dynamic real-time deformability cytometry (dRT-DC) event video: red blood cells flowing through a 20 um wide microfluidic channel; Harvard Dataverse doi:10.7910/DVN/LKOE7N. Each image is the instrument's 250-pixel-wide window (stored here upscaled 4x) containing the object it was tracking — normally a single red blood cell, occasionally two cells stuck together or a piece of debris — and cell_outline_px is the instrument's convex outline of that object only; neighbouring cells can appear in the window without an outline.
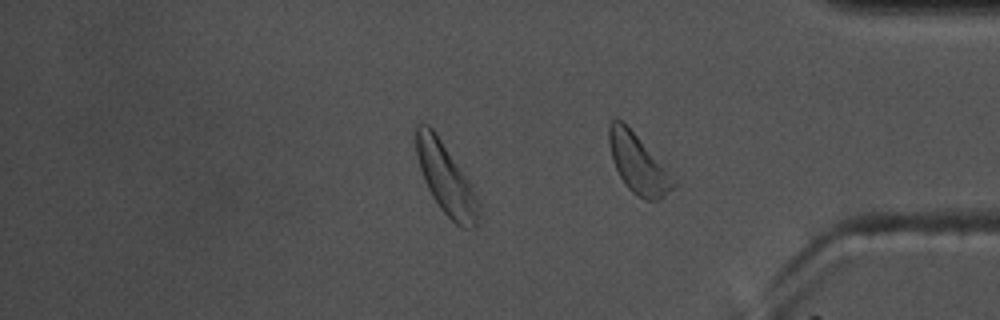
{"species": "common noctule bat (a hibernating species)", "species_latin": "Nyctalus noctula", "temperature_condition": "warm", "stored_images_in_passage": 33, "camera_frame_rate_fps": 3000, "um_per_image_px": 0.085, "animal": {"sex": "male", "body_mass_g": 17.5, "forearm_length_mm": 52.3}, "frame": {"image": 1, "passage_image": 33, "time_ms": 10.667, "image_size_px": [1000, 320], "cell_outline_px": [[680, 184], [660, 200], [644, 200], [636, 196], [624, 184], [612, 160], [608, 144], [608, 124], [612, 120], [620, 120], [636, 136]], "centroid_in_image_um": [54.25, 13.99], "position_along_channel_um": 381.0, "area_um2": 21.96}, "authors_computed_cell_mechanics": {"area_um2": 22.1374, "velocity_mm_per_s": 3.5731, "shape_relaxation_time_tau1_ms": 4.2907, "shape_relaxation_time_tau2_ms": 5.4952, "deformation_change_tau1": 0.1223, "deformation_change_tau2": 0.1331}}